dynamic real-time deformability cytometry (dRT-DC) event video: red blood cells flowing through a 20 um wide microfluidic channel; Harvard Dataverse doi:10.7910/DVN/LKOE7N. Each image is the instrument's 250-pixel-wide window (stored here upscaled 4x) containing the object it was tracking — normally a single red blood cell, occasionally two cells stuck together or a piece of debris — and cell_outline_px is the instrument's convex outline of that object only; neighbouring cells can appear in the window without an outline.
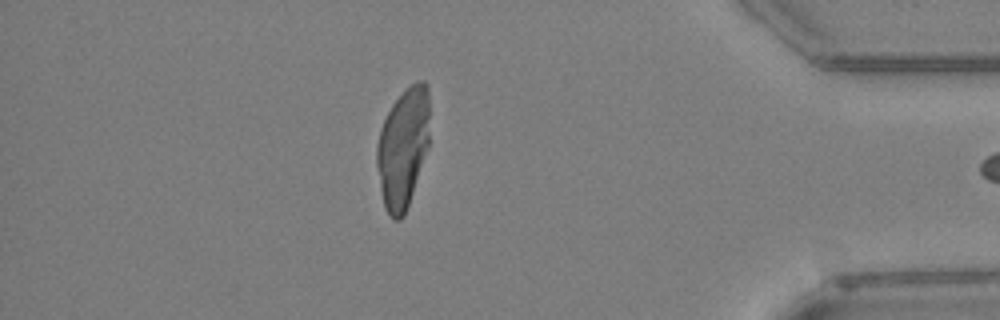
{"species": "Egyptian fruit bat (a non-hibernating species)", "species_latin": "Rousettus aegyptiacus", "temperature_condition": "warm", "stored_images_in_passage": 32, "camera_frame_rate_fps": 3000, "um_per_image_px": 0.085, "animal": {"sex": "female"}, "frame": {"image": 1, "passage_image": 31, "time_ms": 10.0, "image_size_px": [1000, 320], "cell_outline_px": [[428, 148], [404, 216], [400, 220], [396, 220], [384, 208], [380, 188], [376, 164], [376, 144], [380, 128], [392, 104], [412, 84], [420, 80], [424, 80], [428, 84]], "centroid_in_image_um": [34.24, 12.58], "position_along_channel_um": 401.0, "area_um2": 36.59}}